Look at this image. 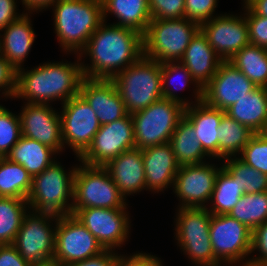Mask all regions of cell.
Returning a JSON list of instances; mask_svg holds the SVG:
<instances>
[{"label": "cell", "instance_id": "cb8c5ba5", "mask_svg": "<svg viewBox=\"0 0 267 266\" xmlns=\"http://www.w3.org/2000/svg\"><path fill=\"white\" fill-rule=\"evenodd\" d=\"M224 110L207 105L203 100L185 107L184 117L192 124L204 151L219 159L218 127Z\"/></svg>", "mask_w": 267, "mask_h": 266}, {"label": "cell", "instance_id": "8fae6325", "mask_svg": "<svg viewBox=\"0 0 267 266\" xmlns=\"http://www.w3.org/2000/svg\"><path fill=\"white\" fill-rule=\"evenodd\" d=\"M55 251L52 263L68 266L99 255L105 249L73 215L55 219Z\"/></svg>", "mask_w": 267, "mask_h": 266}, {"label": "cell", "instance_id": "7c38bea8", "mask_svg": "<svg viewBox=\"0 0 267 266\" xmlns=\"http://www.w3.org/2000/svg\"><path fill=\"white\" fill-rule=\"evenodd\" d=\"M135 148L132 115L100 125L87 150L79 157L81 164L105 166L126 150Z\"/></svg>", "mask_w": 267, "mask_h": 266}, {"label": "cell", "instance_id": "7402d4cb", "mask_svg": "<svg viewBox=\"0 0 267 266\" xmlns=\"http://www.w3.org/2000/svg\"><path fill=\"white\" fill-rule=\"evenodd\" d=\"M103 167L124 197L146 189L142 149L126 150Z\"/></svg>", "mask_w": 267, "mask_h": 266}, {"label": "cell", "instance_id": "7a4b0ae2", "mask_svg": "<svg viewBox=\"0 0 267 266\" xmlns=\"http://www.w3.org/2000/svg\"><path fill=\"white\" fill-rule=\"evenodd\" d=\"M80 59L74 64L50 62L28 71L17 70L14 98H25L27 103L49 104L57 99L65 103L77 96L84 78Z\"/></svg>", "mask_w": 267, "mask_h": 266}, {"label": "cell", "instance_id": "9c48e42d", "mask_svg": "<svg viewBox=\"0 0 267 266\" xmlns=\"http://www.w3.org/2000/svg\"><path fill=\"white\" fill-rule=\"evenodd\" d=\"M176 239L181 249L200 266H220L215 258L210 235L211 213L205 208H178Z\"/></svg>", "mask_w": 267, "mask_h": 266}, {"label": "cell", "instance_id": "d6986e66", "mask_svg": "<svg viewBox=\"0 0 267 266\" xmlns=\"http://www.w3.org/2000/svg\"><path fill=\"white\" fill-rule=\"evenodd\" d=\"M50 104L26 103L19 113L22 136L36 140L56 153L65 148L60 114Z\"/></svg>", "mask_w": 267, "mask_h": 266}, {"label": "cell", "instance_id": "2e32d148", "mask_svg": "<svg viewBox=\"0 0 267 266\" xmlns=\"http://www.w3.org/2000/svg\"><path fill=\"white\" fill-rule=\"evenodd\" d=\"M210 163L182 165L174 179L173 189L182 202L179 208H205L210 201L219 170Z\"/></svg>", "mask_w": 267, "mask_h": 266}, {"label": "cell", "instance_id": "d4e9b609", "mask_svg": "<svg viewBox=\"0 0 267 266\" xmlns=\"http://www.w3.org/2000/svg\"><path fill=\"white\" fill-rule=\"evenodd\" d=\"M27 13L10 23L0 37V53L16 69L22 68V63L31 50L35 40V33Z\"/></svg>", "mask_w": 267, "mask_h": 266}, {"label": "cell", "instance_id": "bcb514c9", "mask_svg": "<svg viewBox=\"0 0 267 266\" xmlns=\"http://www.w3.org/2000/svg\"><path fill=\"white\" fill-rule=\"evenodd\" d=\"M0 266H31L13 244L0 245Z\"/></svg>", "mask_w": 267, "mask_h": 266}, {"label": "cell", "instance_id": "d590c367", "mask_svg": "<svg viewBox=\"0 0 267 266\" xmlns=\"http://www.w3.org/2000/svg\"><path fill=\"white\" fill-rule=\"evenodd\" d=\"M222 168L237 181L245 194H254L267 191V174L261 173L244 163L238 157H227Z\"/></svg>", "mask_w": 267, "mask_h": 266}, {"label": "cell", "instance_id": "ba28073f", "mask_svg": "<svg viewBox=\"0 0 267 266\" xmlns=\"http://www.w3.org/2000/svg\"><path fill=\"white\" fill-rule=\"evenodd\" d=\"M125 200L104 167H76L72 214L84 208H127Z\"/></svg>", "mask_w": 267, "mask_h": 266}, {"label": "cell", "instance_id": "ffe728a7", "mask_svg": "<svg viewBox=\"0 0 267 266\" xmlns=\"http://www.w3.org/2000/svg\"><path fill=\"white\" fill-rule=\"evenodd\" d=\"M79 94L96 113L100 125L122 119L128 113L111 79L83 78Z\"/></svg>", "mask_w": 267, "mask_h": 266}, {"label": "cell", "instance_id": "83f0119b", "mask_svg": "<svg viewBox=\"0 0 267 266\" xmlns=\"http://www.w3.org/2000/svg\"><path fill=\"white\" fill-rule=\"evenodd\" d=\"M57 154L53 149L42 143L21 136L12 147L6 158L22 165L31 177L40 174L54 161L52 156Z\"/></svg>", "mask_w": 267, "mask_h": 266}, {"label": "cell", "instance_id": "f6af8a7d", "mask_svg": "<svg viewBox=\"0 0 267 266\" xmlns=\"http://www.w3.org/2000/svg\"><path fill=\"white\" fill-rule=\"evenodd\" d=\"M118 255L115 266H163L160 258L146 253H137L130 257Z\"/></svg>", "mask_w": 267, "mask_h": 266}, {"label": "cell", "instance_id": "484cf974", "mask_svg": "<svg viewBox=\"0 0 267 266\" xmlns=\"http://www.w3.org/2000/svg\"><path fill=\"white\" fill-rule=\"evenodd\" d=\"M225 113L253 132L262 133L267 125V88L256 86Z\"/></svg>", "mask_w": 267, "mask_h": 266}, {"label": "cell", "instance_id": "9a60e30c", "mask_svg": "<svg viewBox=\"0 0 267 266\" xmlns=\"http://www.w3.org/2000/svg\"><path fill=\"white\" fill-rule=\"evenodd\" d=\"M127 208H84L73 215L94 235L105 250L120 247L129 234Z\"/></svg>", "mask_w": 267, "mask_h": 266}, {"label": "cell", "instance_id": "836d02e7", "mask_svg": "<svg viewBox=\"0 0 267 266\" xmlns=\"http://www.w3.org/2000/svg\"><path fill=\"white\" fill-rule=\"evenodd\" d=\"M244 194L237 181L221 168L210 199L213 202L212 208L207 207V210L213 215L229 214Z\"/></svg>", "mask_w": 267, "mask_h": 266}, {"label": "cell", "instance_id": "8d00e7d4", "mask_svg": "<svg viewBox=\"0 0 267 266\" xmlns=\"http://www.w3.org/2000/svg\"><path fill=\"white\" fill-rule=\"evenodd\" d=\"M179 72L181 74L180 77L183 78V81H182L183 84L181 83V85L187 86L188 84L190 85V83H193V84L195 83L194 84V85H196L195 86L196 87L195 103L201 102L202 101V89L196 84V82H194L193 78L191 77L190 72L180 61H177L176 63L175 62L161 63V80H162L163 98L178 102L185 107L192 105V103L188 102V100L185 101V98L183 100L178 95H176L174 93V91L172 90V88L170 89V87H171L170 86V80L174 77L173 76L174 74H179ZM182 88H184V87H182Z\"/></svg>", "mask_w": 267, "mask_h": 266}, {"label": "cell", "instance_id": "4dcf8cb0", "mask_svg": "<svg viewBox=\"0 0 267 266\" xmlns=\"http://www.w3.org/2000/svg\"><path fill=\"white\" fill-rule=\"evenodd\" d=\"M219 158L236 157L255 134L248 126L240 124L226 113L218 127Z\"/></svg>", "mask_w": 267, "mask_h": 266}, {"label": "cell", "instance_id": "4316f807", "mask_svg": "<svg viewBox=\"0 0 267 266\" xmlns=\"http://www.w3.org/2000/svg\"><path fill=\"white\" fill-rule=\"evenodd\" d=\"M103 21L107 14H114L119 22L114 25L126 27L144 35L151 21L148 0H101Z\"/></svg>", "mask_w": 267, "mask_h": 266}, {"label": "cell", "instance_id": "f5cc1de1", "mask_svg": "<svg viewBox=\"0 0 267 266\" xmlns=\"http://www.w3.org/2000/svg\"><path fill=\"white\" fill-rule=\"evenodd\" d=\"M262 133L267 137V125Z\"/></svg>", "mask_w": 267, "mask_h": 266}, {"label": "cell", "instance_id": "ee69618b", "mask_svg": "<svg viewBox=\"0 0 267 266\" xmlns=\"http://www.w3.org/2000/svg\"><path fill=\"white\" fill-rule=\"evenodd\" d=\"M17 70L0 53V89H4V97L14 98L16 92Z\"/></svg>", "mask_w": 267, "mask_h": 266}, {"label": "cell", "instance_id": "44dd1931", "mask_svg": "<svg viewBox=\"0 0 267 266\" xmlns=\"http://www.w3.org/2000/svg\"><path fill=\"white\" fill-rule=\"evenodd\" d=\"M142 157L146 189L161 192L169 185H174L180 165L170 143L143 148Z\"/></svg>", "mask_w": 267, "mask_h": 266}, {"label": "cell", "instance_id": "7dc6e473", "mask_svg": "<svg viewBox=\"0 0 267 266\" xmlns=\"http://www.w3.org/2000/svg\"><path fill=\"white\" fill-rule=\"evenodd\" d=\"M116 261L117 253L113 252L112 250H105L97 256L72 263L68 266H115Z\"/></svg>", "mask_w": 267, "mask_h": 266}, {"label": "cell", "instance_id": "7bdbcfd3", "mask_svg": "<svg viewBox=\"0 0 267 266\" xmlns=\"http://www.w3.org/2000/svg\"><path fill=\"white\" fill-rule=\"evenodd\" d=\"M258 250L260 256L242 263V266H267V221L252 231L251 253Z\"/></svg>", "mask_w": 267, "mask_h": 266}, {"label": "cell", "instance_id": "db71d44e", "mask_svg": "<svg viewBox=\"0 0 267 266\" xmlns=\"http://www.w3.org/2000/svg\"><path fill=\"white\" fill-rule=\"evenodd\" d=\"M251 0H244V6H247V4L250 2Z\"/></svg>", "mask_w": 267, "mask_h": 266}, {"label": "cell", "instance_id": "30bf717a", "mask_svg": "<svg viewBox=\"0 0 267 266\" xmlns=\"http://www.w3.org/2000/svg\"><path fill=\"white\" fill-rule=\"evenodd\" d=\"M57 218L44 212L28 211L25 214L13 245L31 266L52 263L56 226L52 228L49 223Z\"/></svg>", "mask_w": 267, "mask_h": 266}, {"label": "cell", "instance_id": "3957f363", "mask_svg": "<svg viewBox=\"0 0 267 266\" xmlns=\"http://www.w3.org/2000/svg\"><path fill=\"white\" fill-rule=\"evenodd\" d=\"M54 25L57 39L67 52L79 53L103 22L101 0H57Z\"/></svg>", "mask_w": 267, "mask_h": 266}, {"label": "cell", "instance_id": "f1b7e54d", "mask_svg": "<svg viewBox=\"0 0 267 266\" xmlns=\"http://www.w3.org/2000/svg\"><path fill=\"white\" fill-rule=\"evenodd\" d=\"M169 143L180 166L201 164L205 162V156L210 157L195 136L192 124L185 117L179 121Z\"/></svg>", "mask_w": 267, "mask_h": 266}, {"label": "cell", "instance_id": "e0dca14e", "mask_svg": "<svg viewBox=\"0 0 267 266\" xmlns=\"http://www.w3.org/2000/svg\"><path fill=\"white\" fill-rule=\"evenodd\" d=\"M200 29L222 61H229L237 52L250 44L248 24L244 16L216 15L203 23Z\"/></svg>", "mask_w": 267, "mask_h": 266}, {"label": "cell", "instance_id": "681fc988", "mask_svg": "<svg viewBox=\"0 0 267 266\" xmlns=\"http://www.w3.org/2000/svg\"><path fill=\"white\" fill-rule=\"evenodd\" d=\"M57 0H22L25 8L29 11H41L47 7L52 6Z\"/></svg>", "mask_w": 267, "mask_h": 266}, {"label": "cell", "instance_id": "4fadbf2b", "mask_svg": "<svg viewBox=\"0 0 267 266\" xmlns=\"http://www.w3.org/2000/svg\"><path fill=\"white\" fill-rule=\"evenodd\" d=\"M209 235L220 263H242L251 254L252 230L228 214L211 215Z\"/></svg>", "mask_w": 267, "mask_h": 266}, {"label": "cell", "instance_id": "f35d334b", "mask_svg": "<svg viewBox=\"0 0 267 266\" xmlns=\"http://www.w3.org/2000/svg\"><path fill=\"white\" fill-rule=\"evenodd\" d=\"M240 154L244 163L267 174V137L263 133H255Z\"/></svg>", "mask_w": 267, "mask_h": 266}, {"label": "cell", "instance_id": "277c9868", "mask_svg": "<svg viewBox=\"0 0 267 266\" xmlns=\"http://www.w3.org/2000/svg\"><path fill=\"white\" fill-rule=\"evenodd\" d=\"M111 80L116 85L128 114L145 109L163 98L161 63L144 55Z\"/></svg>", "mask_w": 267, "mask_h": 266}, {"label": "cell", "instance_id": "5b68a950", "mask_svg": "<svg viewBox=\"0 0 267 266\" xmlns=\"http://www.w3.org/2000/svg\"><path fill=\"white\" fill-rule=\"evenodd\" d=\"M76 167L67 173L60 162L54 161L43 172L32 177L27 196L28 209L56 216L72 214L74 175Z\"/></svg>", "mask_w": 267, "mask_h": 266}, {"label": "cell", "instance_id": "8992f818", "mask_svg": "<svg viewBox=\"0 0 267 266\" xmlns=\"http://www.w3.org/2000/svg\"><path fill=\"white\" fill-rule=\"evenodd\" d=\"M199 30L200 25L186 18L151 19L143 35V55L160 63L180 61Z\"/></svg>", "mask_w": 267, "mask_h": 266}, {"label": "cell", "instance_id": "e575fe53", "mask_svg": "<svg viewBox=\"0 0 267 266\" xmlns=\"http://www.w3.org/2000/svg\"><path fill=\"white\" fill-rule=\"evenodd\" d=\"M228 215L253 231L267 221V191L244 194Z\"/></svg>", "mask_w": 267, "mask_h": 266}, {"label": "cell", "instance_id": "ab89813d", "mask_svg": "<svg viewBox=\"0 0 267 266\" xmlns=\"http://www.w3.org/2000/svg\"><path fill=\"white\" fill-rule=\"evenodd\" d=\"M152 19L185 18V0H148Z\"/></svg>", "mask_w": 267, "mask_h": 266}, {"label": "cell", "instance_id": "c3c4849f", "mask_svg": "<svg viewBox=\"0 0 267 266\" xmlns=\"http://www.w3.org/2000/svg\"><path fill=\"white\" fill-rule=\"evenodd\" d=\"M16 7L15 0H0V31L22 15L16 13Z\"/></svg>", "mask_w": 267, "mask_h": 266}, {"label": "cell", "instance_id": "1f68e13d", "mask_svg": "<svg viewBox=\"0 0 267 266\" xmlns=\"http://www.w3.org/2000/svg\"><path fill=\"white\" fill-rule=\"evenodd\" d=\"M32 177L20 164L0 157V197L27 200Z\"/></svg>", "mask_w": 267, "mask_h": 266}, {"label": "cell", "instance_id": "f907efd6", "mask_svg": "<svg viewBox=\"0 0 267 266\" xmlns=\"http://www.w3.org/2000/svg\"><path fill=\"white\" fill-rule=\"evenodd\" d=\"M247 7L258 16L267 17V0H251Z\"/></svg>", "mask_w": 267, "mask_h": 266}, {"label": "cell", "instance_id": "6da1fadb", "mask_svg": "<svg viewBox=\"0 0 267 266\" xmlns=\"http://www.w3.org/2000/svg\"><path fill=\"white\" fill-rule=\"evenodd\" d=\"M82 54L92 61L90 66L81 63L85 78L112 79L143 55V35L103 21L77 57Z\"/></svg>", "mask_w": 267, "mask_h": 266}, {"label": "cell", "instance_id": "d6a6232c", "mask_svg": "<svg viewBox=\"0 0 267 266\" xmlns=\"http://www.w3.org/2000/svg\"><path fill=\"white\" fill-rule=\"evenodd\" d=\"M27 200L0 197V245L13 244L27 213Z\"/></svg>", "mask_w": 267, "mask_h": 266}, {"label": "cell", "instance_id": "5bb4252c", "mask_svg": "<svg viewBox=\"0 0 267 266\" xmlns=\"http://www.w3.org/2000/svg\"><path fill=\"white\" fill-rule=\"evenodd\" d=\"M62 108L63 144H68L79 158L90 146L100 123L96 113L80 94L62 103Z\"/></svg>", "mask_w": 267, "mask_h": 266}, {"label": "cell", "instance_id": "816d5d0a", "mask_svg": "<svg viewBox=\"0 0 267 266\" xmlns=\"http://www.w3.org/2000/svg\"><path fill=\"white\" fill-rule=\"evenodd\" d=\"M44 266H61V265H59V264H55V263H49V264H46V265H44Z\"/></svg>", "mask_w": 267, "mask_h": 266}, {"label": "cell", "instance_id": "b9f144b4", "mask_svg": "<svg viewBox=\"0 0 267 266\" xmlns=\"http://www.w3.org/2000/svg\"><path fill=\"white\" fill-rule=\"evenodd\" d=\"M244 7L250 44L267 49V17L255 15L247 6Z\"/></svg>", "mask_w": 267, "mask_h": 266}, {"label": "cell", "instance_id": "60d3db41", "mask_svg": "<svg viewBox=\"0 0 267 266\" xmlns=\"http://www.w3.org/2000/svg\"><path fill=\"white\" fill-rule=\"evenodd\" d=\"M217 0H185V18L202 25L215 17Z\"/></svg>", "mask_w": 267, "mask_h": 266}, {"label": "cell", "instance_id": "52a82bcc", "mask_svg": "<svg viewBox=\"0 0 267 266\" xmlns=\"http://www.w3.org/2000/svg\"><path fill=\"white\" fill-rule=\"evenodd\" d=\"M185 106L161 98L145 109L132 113L135 147L143 149L169 143L179 121L184 117Z\"/></svg>", "mask_w": 267, "mask_h": 266}, {"label": "cell", "instance_id": "ac0fdd59", "mask_svg": "<svg viewBox=\"0 0 267 266\" xmlns=\"http://www.w3.org/2000/svg\"><path fill=\"white\" fill-rule=\"evenodd\" d=\"M255 87L232 63L222 61L216 74L202 89V100L211 107L226 111Z\"/></svg>", "mask_w": 267, "mask_h": 266}, {"label": "cell", "instance_id": "74e56055", "mask_svg": "<svg viewBox=\"0 0 267 266\" xmlns=\"http://www.w3.org/2000/svg\"><path fill=\"white\" fill-rule=\"evenodd\" d=\"M21 136L19 116L0 105V157H6Z\"/></svg>", "mask_w": 267, "mask_h": 266}, {"label": "cell", "instance_id": "603a6c76", "mask_svg": "<svg viewBox=\"0 0 267 266\" xmlns=\"http://www.w3.org/2000/svg\"><path fill=\"white\" fill-rule=\"evenodd\" d=\"M180 62L188 69L194 82L203 89L216 74L222 59L200 29L192 38Z\"/></svg>", "mask_w": 267, "mask_h": 266}, {"label": "cell", "instance_id": "f546056e", "mask_svg": "<svg viewBox=\"0 0 267 266\" xmlns=\"http://www.w3.org/2000/svg\"><path fill=\"white\" fill-rule=\"evenodd\" d=\"M255 86L267 88V49L249 44L230 60Z\"/></svg>", "mask_w": 267, "mask_h": 266}]
</instances>
